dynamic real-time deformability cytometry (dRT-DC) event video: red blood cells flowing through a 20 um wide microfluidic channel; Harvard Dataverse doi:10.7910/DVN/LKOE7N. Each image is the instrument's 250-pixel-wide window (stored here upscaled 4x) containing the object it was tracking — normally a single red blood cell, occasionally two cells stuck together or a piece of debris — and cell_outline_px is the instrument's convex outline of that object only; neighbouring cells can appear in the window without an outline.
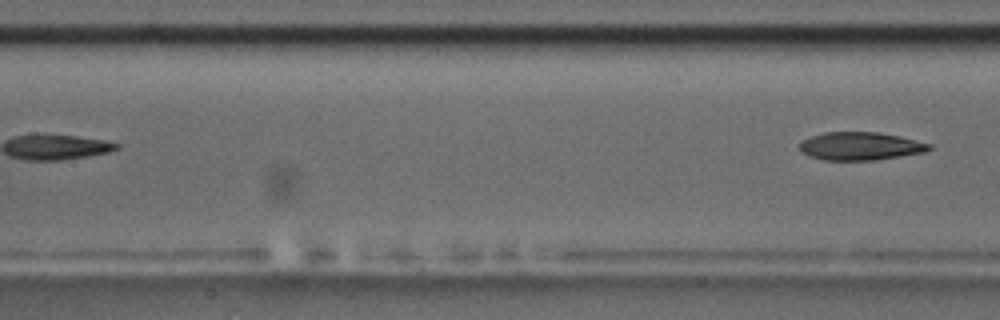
{"species": "common noctule bat (a hibernating species)", "species_latin": "Nyctalus noctula", "temperature_condition": "room temperature", "stored_images_in_passage": 4, "camera_frame_rate_fps": 3000, "um_per_image_px": 0.085, "animal": {"sex": "male", "body_mass_g": 17.5, "forearm_length_mm": 52.3}, "frame": {"image": 1, "passage_image": 4, "time_ms": 3.667, "image_size_px": [1000, 320], "cell_outline_px": [[932, 148], [924, 152], [876, 160], [824, 160], [808, 156], [800, 152], [800, 144], [804, 140], [812, 136], [824, 132], [876, 132], [900, 136], [932, 144]], "centroid_in_image_um": [73.13, 12.42], "position_along_channel_um": 134.3, "area_um2": 21.15}}